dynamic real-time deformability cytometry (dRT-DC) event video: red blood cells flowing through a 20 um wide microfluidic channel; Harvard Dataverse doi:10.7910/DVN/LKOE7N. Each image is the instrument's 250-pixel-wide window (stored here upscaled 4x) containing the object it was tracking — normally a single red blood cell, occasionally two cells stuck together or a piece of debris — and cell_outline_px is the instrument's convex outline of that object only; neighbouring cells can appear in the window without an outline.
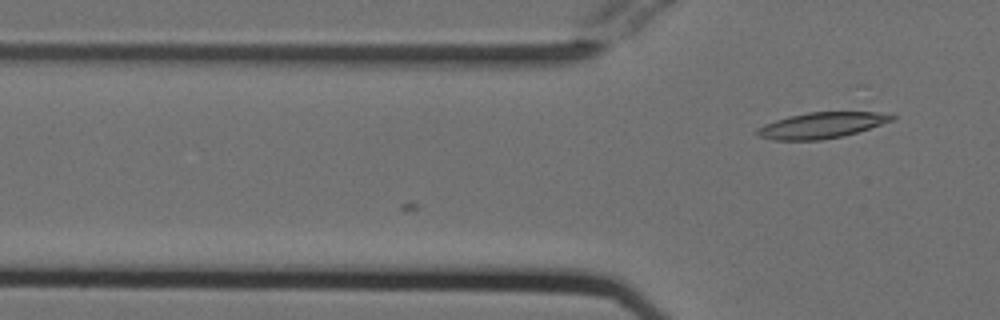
{"species": "Egyptian fruit bat (a non-hibernating species)", "species_latin": "Rousettus aegyptiacus", "temperature_condition": "cold", "stored_images_in_passage": 5, "camera_frame_rate_fps": 3000, "um_per_image_px": 0.085, "animal": {"sex": "female"}, "frame": {"image": 1, "passage_image": 5, "time_ms": 1.333, "image_size_px": [1000, 320], "cell_outline_px": [[896, 120], [856, 132], [840, 136], [820, 140], [776, 140], [756, 136], [752, 132], [756, 128], [764, 124], [788, 116], [808, 112], [876, 112], [896, 116]], "centroid_in_image_um": [69.77, 10.65], "position_along_channel_um": 56.0, "area_um2": 20.35}}